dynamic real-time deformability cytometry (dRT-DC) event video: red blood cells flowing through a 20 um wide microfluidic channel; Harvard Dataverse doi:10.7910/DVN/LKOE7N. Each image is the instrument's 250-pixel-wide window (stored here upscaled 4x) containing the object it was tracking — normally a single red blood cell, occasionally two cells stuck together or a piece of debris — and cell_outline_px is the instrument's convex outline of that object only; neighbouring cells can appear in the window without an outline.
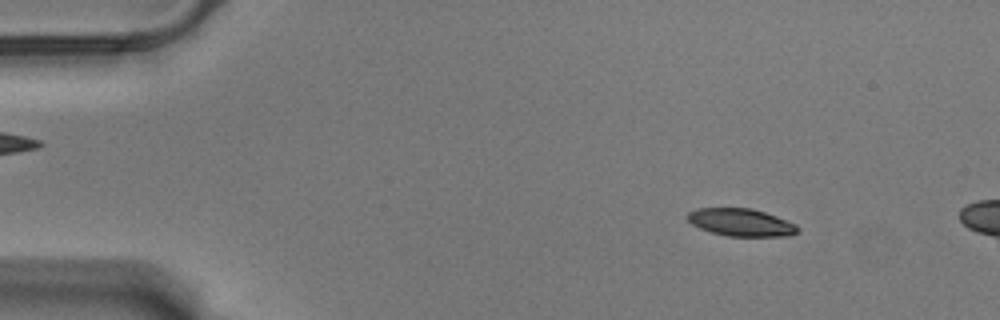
{"species": "Egyptian fruit bat (a non-hibernating species)", "species_latin": "Rousettus aegyptiacus", "temperature_condition": "warm", "stored_images_in_passage": 12, "camera_frame_rate_fps": 3000, "um_per_image_px": 0.085, "animal": {"sex": "male"}, "frame": {"image": 1, "passage_image": 6, "time_ms": 1.667, "image_size_px": [1000, 320], "cell_outline_px": [[800, 228], [792, 236], [728, 236], [712, 232], [700, 228], [692, 224], [684, 216], [688, 212], [696, 208], [752, 208], [776, 216], [796, 224]], "centroid_in_image_um": [62.97, 18.9], "position_along_channel_um": 22.0, "area_um2": 17.74}}